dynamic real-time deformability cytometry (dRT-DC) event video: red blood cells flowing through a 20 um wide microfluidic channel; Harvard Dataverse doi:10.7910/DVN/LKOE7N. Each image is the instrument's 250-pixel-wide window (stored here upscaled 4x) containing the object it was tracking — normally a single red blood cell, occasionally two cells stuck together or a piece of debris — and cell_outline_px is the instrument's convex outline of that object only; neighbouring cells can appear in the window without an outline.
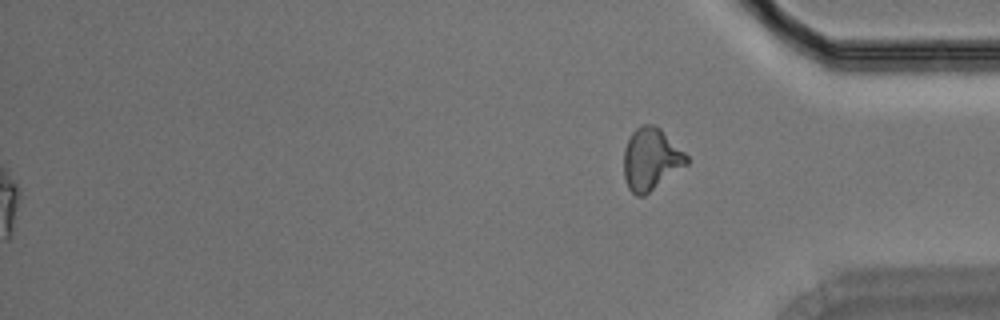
{"species": "Egyptian fruit bat (a non-hibernating species)", "species_latin": "Rousettus aegyptiacus", "temperature_condition": "room temperature", "stored_images_in_passage": 38, "segment_of_instrument_passage": [2, 2], "camera_frame_rate_fps": 3000, "um_per_image_px": 0.085, "animal": {"sex": "male"}, "frame": {"image": 1, "passage_image": 38, "time_ms": 12.333, "image_size_px": [1000, 320], "cell_outline_px": [[688, 164], [644, 196], [636, 196], [628, 188], [624, 176], [624, 148], [632, 132], [636, 128], [644, 124], [652, 124], [660, 128], [688, 156]], "centroid_in_image_um": [55.32, 13.53], "position_along_channel_um": 379.9, "area_um2": 22.6}}